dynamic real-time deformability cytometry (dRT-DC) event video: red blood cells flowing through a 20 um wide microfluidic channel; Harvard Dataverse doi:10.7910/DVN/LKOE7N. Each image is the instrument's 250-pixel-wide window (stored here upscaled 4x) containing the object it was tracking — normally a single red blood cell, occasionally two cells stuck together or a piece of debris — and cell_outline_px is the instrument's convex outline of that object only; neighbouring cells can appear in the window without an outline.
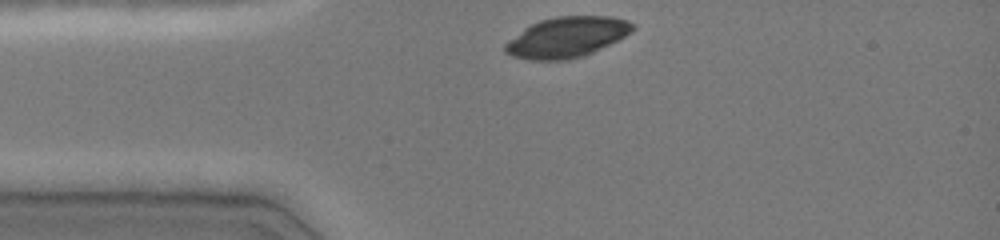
{"species": "common noctule bat (a hibernating species)", "species_latin": "Nyctalus noctula", "temperature_condition": "cold", "stored_images_in_passage": 31, "camera_frame_rate_fps": 3000, "um_per_image_px": 0.085, "animal": {"sex": "female", "body_mass_g": 19.0, "forearm_length_mm": 51.5}, "frame": {"image": 1, "passage_image": 1, "time_ms": 0.0, "image_size_px": [1000, 240], "cell_outline_px": [[636, 28], [624, 36], [584, 56], [568, 60], [532, 60], [512, 56], [504, 52], [504, 44], [508, 40], [524, 28], [540, 20], [556, 16], [612, 16], [628, 20], [636, 24]], "centroid_in_image_um": [48.17, 3.15], "position_along_channel_um": 36.8, "area_um2": 30.06}}
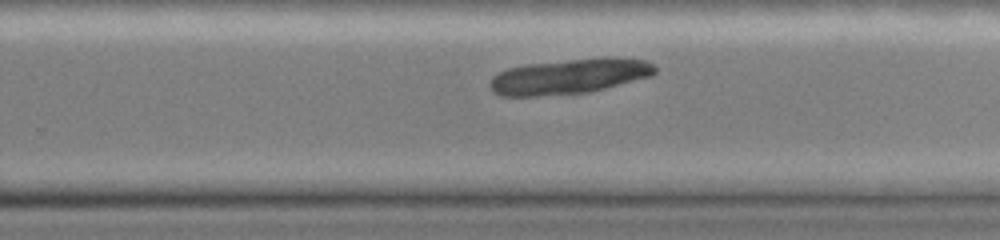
{"frame": {"image": 2, "passage_image": 21, "time_ms": 6.667, "image_size_px": [1000, 240], "cell_outline_px": [[656, 72], [652, 76], [588, 92], [536, 96], [500, 96], [492, 92], [488, 84], [492, 76], [508, 68], [528, 64], [604, 56], [612, 56], [648, 60], [656, 68]], "centroid_in_image_um": [48.4, 6.47], "position_along_channel_um": 281.4, "area_um2": 34.1}}
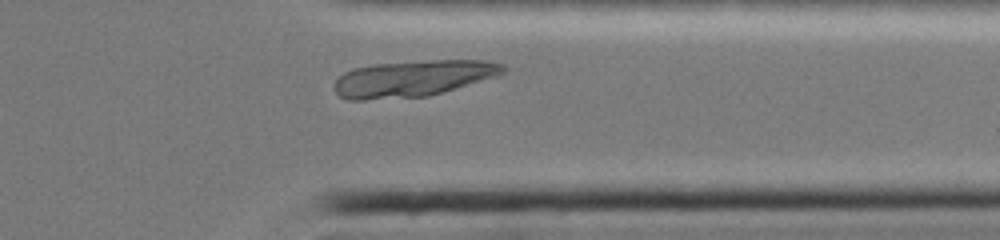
{"frame": {"image": 3, "passage_image": 28, "time_ms": 9.0, "image_size_px": [1000, 240], "cell_outline_px": [[508, 68], [504, 72], [496, 76], [428, 96], [364, 100], [348, 100], [340, 96], [332, 88], [332, 84], [344, 72], [352, 68], [376, 64], [432, 60], [488, 60], [504, 64]], "centroid_in_image_um": [35.08, 6.66], "position_along_channel_um": 376.3, "area_um2": 35.72}}